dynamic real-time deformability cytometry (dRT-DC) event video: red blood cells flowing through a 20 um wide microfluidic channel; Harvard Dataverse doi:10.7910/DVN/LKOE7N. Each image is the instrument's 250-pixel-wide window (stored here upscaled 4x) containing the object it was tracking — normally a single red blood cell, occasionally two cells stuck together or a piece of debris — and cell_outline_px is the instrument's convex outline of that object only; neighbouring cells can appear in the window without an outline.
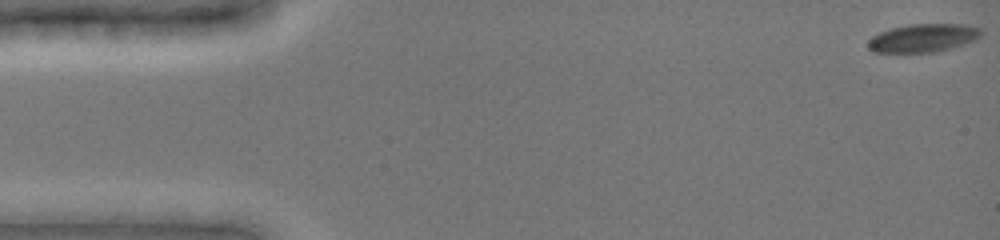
{"species": "common noctule bat (a hibernating species)", "species_latin": "Nyctalus noctula", "temperature_condition": "cold", "stored_images_in_passage": 49, "camera_frame_rate_fps": 3000, "um_per_image_px": 0.085, "animal": {"sex": "female", "body_mass_g": 19.0, "forearm_length_mm": 51.5}, "frame": {"image": 1, "passage_image": 1, "time_ms": 0.0, "image_size_px": [1000, 240], "cell_outline_px": [[980, 36], [976, 40], [964, 44], [936, 52], [872, 52], [868, 48], [868, 40], [872, 36], [888, 28], [908, 24], [964, 24], [980, 28]], "centroid_in_image_um": [78.43, 3.22], "position_along_channel_um": 6.6, "area_um2": 18.67}}
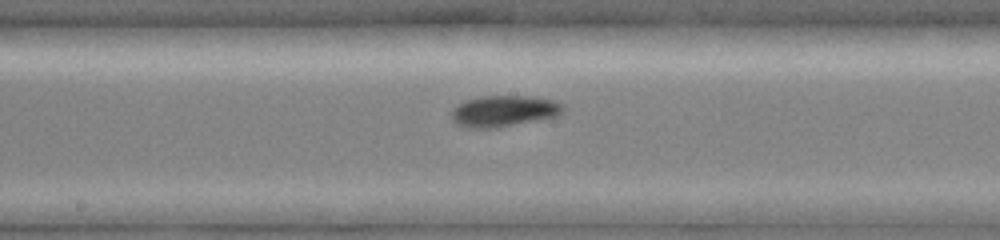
{"frame": {"image": 2, "passage_image": 26, "time_ms": 8.333, "image_size_px": [1000, 240], "cell_outline_px": [[564, 108], [556, 116], [496, 128], [468, 128], [456, 124], [452, 120], [452, 108], [456, 104], [464, 100], [484, 96], [536, 96], [552, 100], [564, 104]], "centroid_in_image_um": [42.78, 9.43], "position_along_channel_um": 205.4, "area_um2": 20.35}}
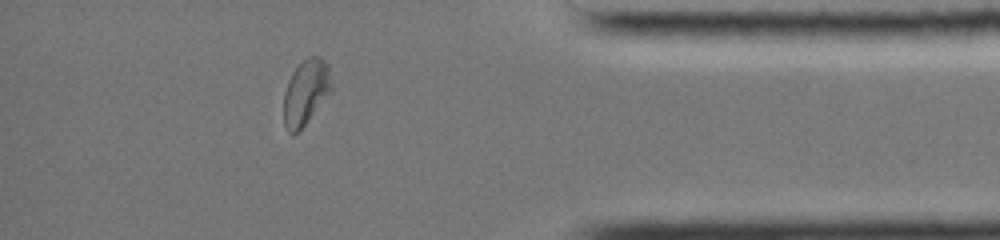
{"frame": {"image": 3, "passage_image": 43, "time_ms": 14.0, "image_size_px": [1000, 240], "cell_outline_px": [[332, 92], [300, 132], [288, 132], [284, 124], [284, 92], [288, 80], [292, 72], [304, 60], [312, 56], [320, 56], [328, 64], [332, 84]], "centroid_in_image_um": [26.02, 7.86], "position_along_channel_um": 409.2, "area_um2": 18.44}, "authors_computed_cell_mechanics": {"area_um2": 19.363, "velocity_mm_per_s": 3.9106, "shape_relaxation_time_tau1_ms": 2.6559, "shape_relaxation_time_tau2_ms": 4.5539, "deformation_change_tau1": 0.089, "deformation_change_tau2": 0.0819}}